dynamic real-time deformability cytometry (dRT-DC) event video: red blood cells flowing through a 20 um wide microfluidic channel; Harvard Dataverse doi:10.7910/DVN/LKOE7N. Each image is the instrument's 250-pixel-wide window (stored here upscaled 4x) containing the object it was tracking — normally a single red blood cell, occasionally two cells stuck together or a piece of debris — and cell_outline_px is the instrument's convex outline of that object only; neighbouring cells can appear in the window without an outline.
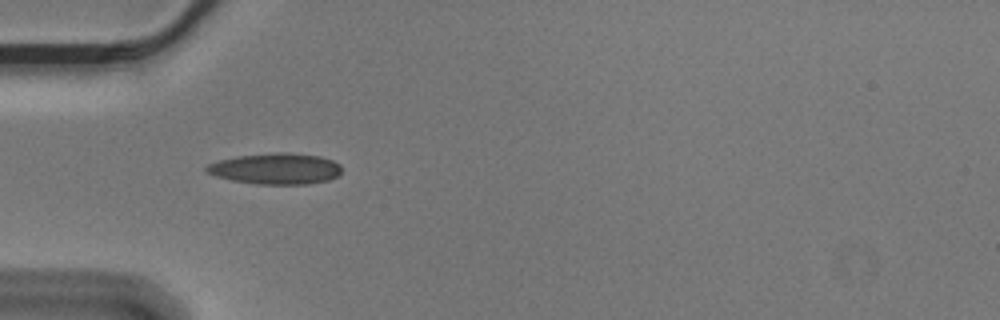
{"species": "Egyptian fruit bat (a non-hibernating species)", "species_latin": "Rousettus aegyptiacus", "temperature_condition": "cold", "stored_images_in_passage": 39, "camera_frame_rate_fps": 3000, "um_per_image_px": 0.085, "animal": {"sex": "male"}, "frame": {"image": 1, "passage_image": 1, "time_ms": 0.0, "image_size_px": [1000, 320], "cell_outline_px": [[340, 172], [336, 176], [328, 180], [308, 184], [256, 184], [232, 180], [216, 176], [208, 172], [204, 168], [208, 164], [220, 160], [236, 156], [276, 152], [288, 152], [320, 156], [332, 160], [340, 164]], "centroid_in_image_um": [23.44, 14.33], "position_along_channel_um": 61.6, "area_um2": 24.39}}
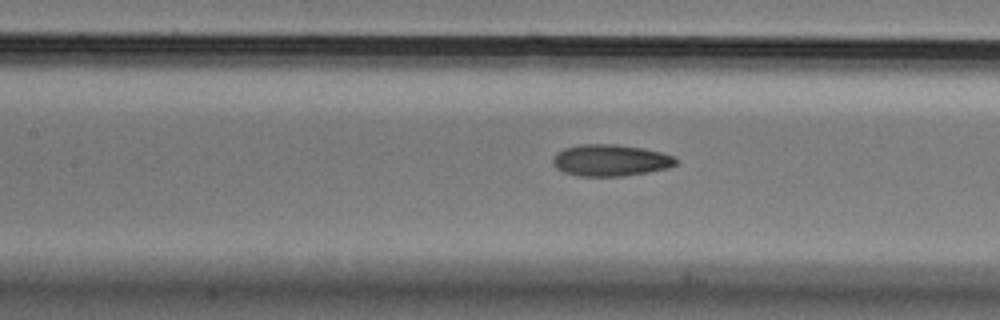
{"frame": {"image": 2, "passage_image": 9, "time_ms": 2.667, "image_size_px": [1000, 320], "cell_outline_px": [[676, 164], [668, 168], [648, 172], [624, 176], [580, 176], [564, 172], [556, 168], [552, 164], [552, 156], [556, 152], [564, 148], [580, 144], [616, 144], [640, 148], [660, 152], [676, 156]], "centroid_in_image_um": [51.85, 13.62], "position_along_channel_um": 155.5, "area_um2": 22.77}}
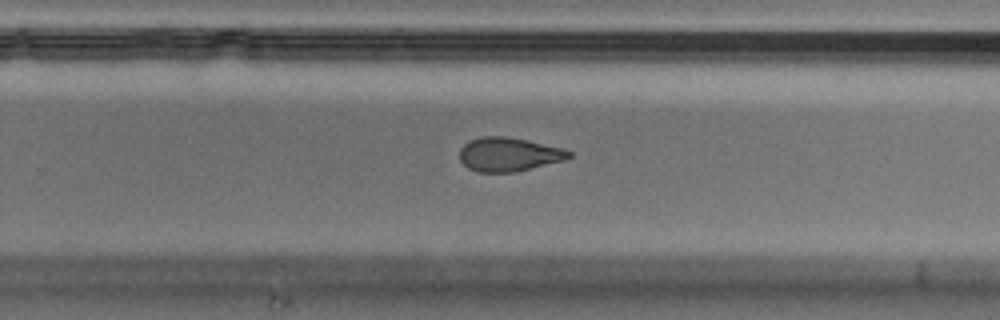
{"frame": {"image": 3, "passage_image": 20, "time_ms": 6.333, "image_size_px": [1000, 320], "cell_outline_px": [[572, 156], [568, 160], [516, 172], [476, 172], [468, 168], [460, 160], [460, 148], [464, 144], [480, 136], [504, 136], [528, 140], [564, 148], [572, 152]], "centroid_in_image_um": [43.3, 13.13], "position_along_channel_um": 286.5, "area_um2": 21.91}, "authors_computed_cell_mechanics": {"area_um2": 22.831, "velocity_mm_per_s": 3.5799, "shape_relaxation_time_tau1_ms": 7.4423, "shape_relaxation_time_tau2_ms": 2.7163, "deformation_change_tau1": 0.178, "deformation_change_tau2": 0.0939}}